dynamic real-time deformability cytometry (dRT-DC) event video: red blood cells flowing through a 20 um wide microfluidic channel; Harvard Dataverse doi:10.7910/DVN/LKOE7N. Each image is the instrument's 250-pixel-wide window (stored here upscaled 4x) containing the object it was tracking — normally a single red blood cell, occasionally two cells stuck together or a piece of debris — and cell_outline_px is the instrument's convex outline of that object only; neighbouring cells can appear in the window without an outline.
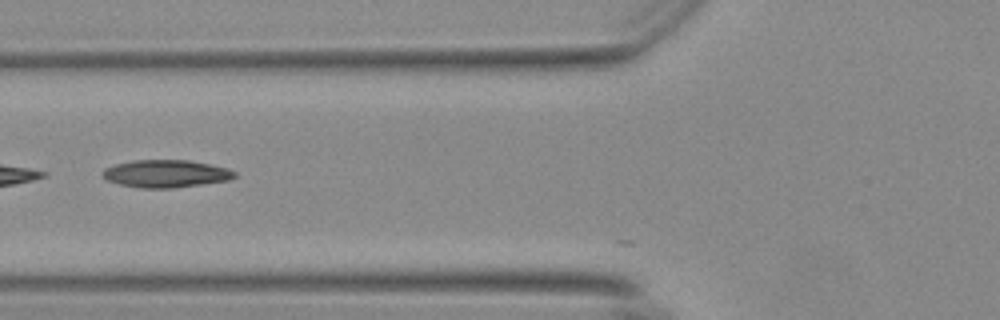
{"species": "Egyptian fruit bat (a non-hibernating species)", "species_latin": "Rousettus aegyptiacus", "temperature_condition": "warm", "stored_images_in_passage": 8, "camera_frame_rate_fps": 3000, "um_per_image_px": 0.085, "animal": {"sex": "female"}, "frame": {"image": 1, "passage_image": 2, "time_ms": 0.333, "image_size_px": [1000, 320], "cell_outline_px": [[236, 176], [228, 180], [172, 188], [140, 188], [120, 184], [108, 180], [100, 172], [104, 168], [116, 164], [132, 160], [188, 160], [228, 168], [236, 172]], "centroid_in_image_um": [14.08, 14.75], "position_along_channel_um": 111.7, "area_um2": 21.04}}
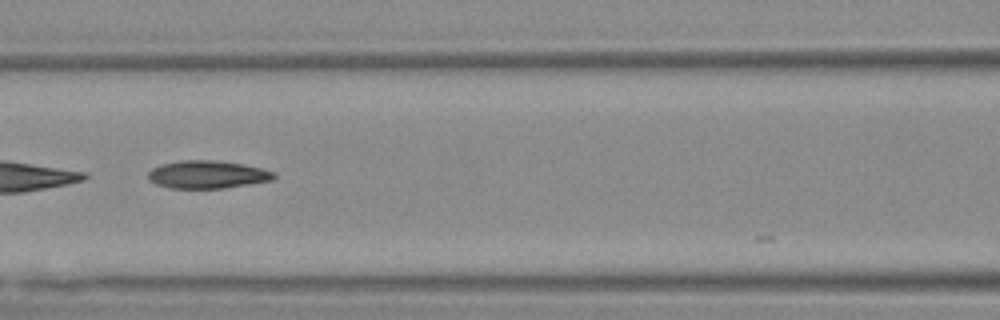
{"frame": {"image": 2, "passage_image": 5, "time_ms": 1.333, "image_size_px": [1000, 320], "cell_outline_px": [[276, 176], [272, 180], [224, 188], [168, 188], [156, 184], [148, 180], [148, 172], [152, 168], [164, 164], [180, 160], [216, 160], [244, 164], [276, 172]], "centroid_in_image_um": [17.62, 14.83], "position_along_channel_um": 149.0, "area_um2": 20.4}}